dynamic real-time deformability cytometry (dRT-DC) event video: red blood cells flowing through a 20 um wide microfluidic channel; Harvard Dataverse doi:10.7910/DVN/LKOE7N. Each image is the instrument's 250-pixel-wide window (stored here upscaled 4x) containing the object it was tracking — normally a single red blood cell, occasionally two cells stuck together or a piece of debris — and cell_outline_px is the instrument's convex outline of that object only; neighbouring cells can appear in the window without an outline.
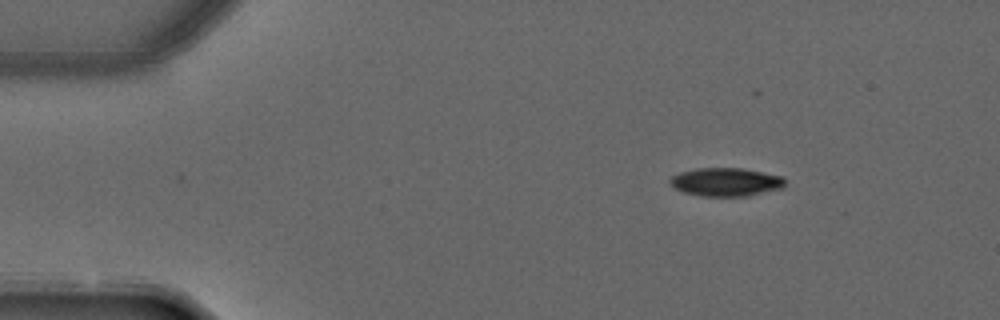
{"species": "common noctule bat (a hibernating species)", "species_latin": "Nyctalus noctula", "temperature_condition": "warm", "stored_images_in_passage": 3, "camera_frame_rate_fps": 3000, "um_per_image_px": 0.085, "animal": {"sex": "male", "forearm_length_mm": 52.5}, "frame": {"image": 1, "passage_image": 1, "time_ms": 0.0, "image_size_px": [1000, 320], "cell_outline_px": [[784, 188], [748, 196], [700, 196], [684, 192], [676, 188], [668, 180], [672, 176], [680, 172], [696, 168], [740, 168], [784, 176]], "centroid_in_image_um": [61.72, 15.47], "position_along_channel_um": 23.3, "area_um2": 19.02}}